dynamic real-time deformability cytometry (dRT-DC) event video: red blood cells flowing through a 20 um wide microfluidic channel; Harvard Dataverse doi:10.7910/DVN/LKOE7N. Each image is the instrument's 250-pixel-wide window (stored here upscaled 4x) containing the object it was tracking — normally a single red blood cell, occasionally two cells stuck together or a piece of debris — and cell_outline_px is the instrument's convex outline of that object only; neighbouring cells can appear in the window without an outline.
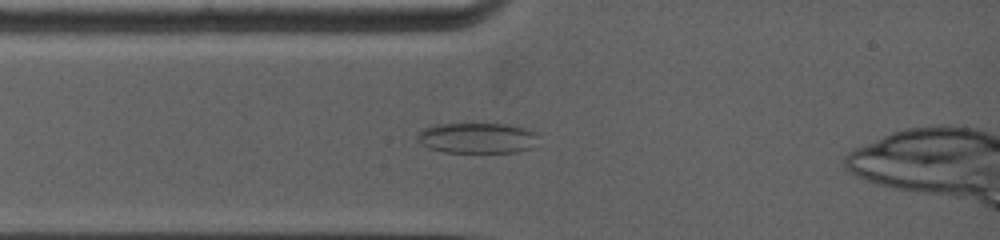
{"species": "common noctule bat (a hibernating species)", "species_latin": "Nyctalus noctula", "temperature_condition": "warm", "stored_images_in_passage": 6, "camera_frame_rate_fps": 5000, "um_per_image_px": 0.085, "animal": {"sex": "female", "body_mass_g": 19.0, "forearm_length_mm": 53.3}, "frame": {"image": 1, "passage_image": 4, "time_ms": 2.0, "image_size_px": [1000, 240], "cell_outline_px": [[536, 136], [528, 148], [516, 152], [444, 152], [428, 148], [420, 144], [416, 140], [416, 136], [424, 128], [436, 124], [508, 124], [524, 128], [536, 132]], "centroid_in_image_um": [40.46, 11.73], "position_along_channel_um": 44.5, "area_um2": 21.27}}